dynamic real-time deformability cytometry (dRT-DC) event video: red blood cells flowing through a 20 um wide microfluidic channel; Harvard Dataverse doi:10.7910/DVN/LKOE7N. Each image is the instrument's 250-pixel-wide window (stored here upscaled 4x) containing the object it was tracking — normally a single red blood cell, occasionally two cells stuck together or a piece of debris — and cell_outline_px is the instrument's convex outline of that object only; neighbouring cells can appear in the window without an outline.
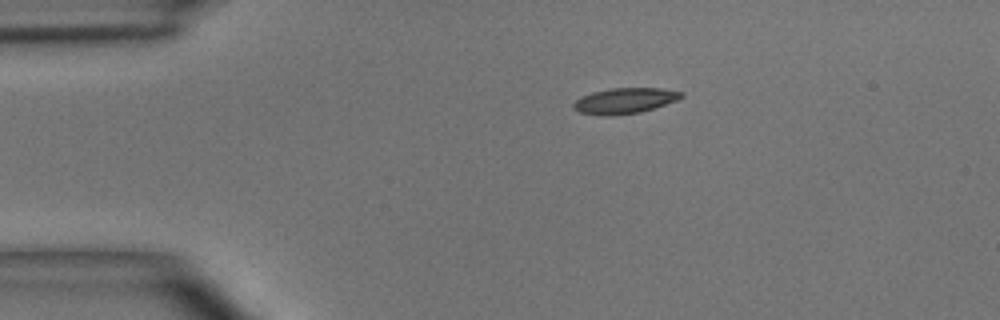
{"species": "common noctule bat (a hibernating species)", "species_latin": "Nyctalus noctula", "temperature_condition": "room temperature", "stored_images_in_passage": 42, "camera_frame_rate_fps": 3000, "um_per_image_px": 0.085, "animal": {"sex": "male", "body_mass_g": 15.6}, "frame": {"image": 1, "passage_image": 1, "time_ms": 0.0, "image_size_px": [1000, 320], "cell_outline_px": [[684, 96], [676, 100], [640, 112], [580, 112], [572, 108], [572, 104], [580, 96], [592, 92], [612, 88], [660, 88], [684, 92]], "centroid_in_image_um": [53.14, 8.49], "position_along_channel_um": 31.9, "area_um2": 15.09}}
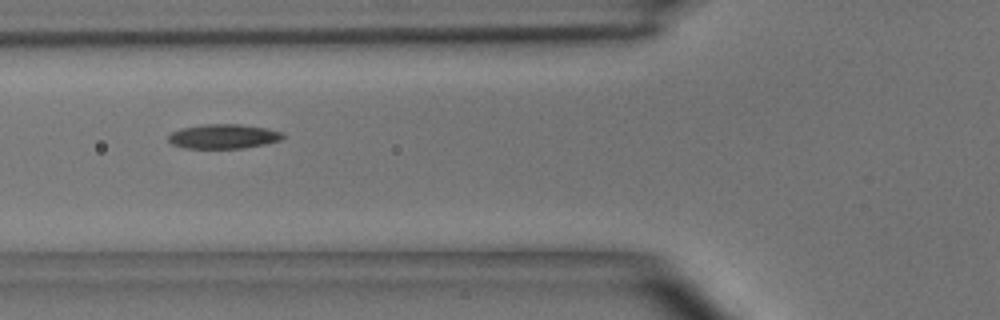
{"frame": {"image": 2, "passage_image": 10, "time_ms": 3.0, "image_size_px": [1000, 320], "cell_outline_px": [[284, 136], [280, 140], [264, 144], [244, 148], [184, 148], [172, 144], [168, 140], [168, 136], [172, 132], [180, 128], [204, 124], [240, 124], [264, 128], [284, 132]], "centroid_in_image_um": [18.97, 11.59], "position_along_channel_um": 106.8, "area_um2": 16.3}}
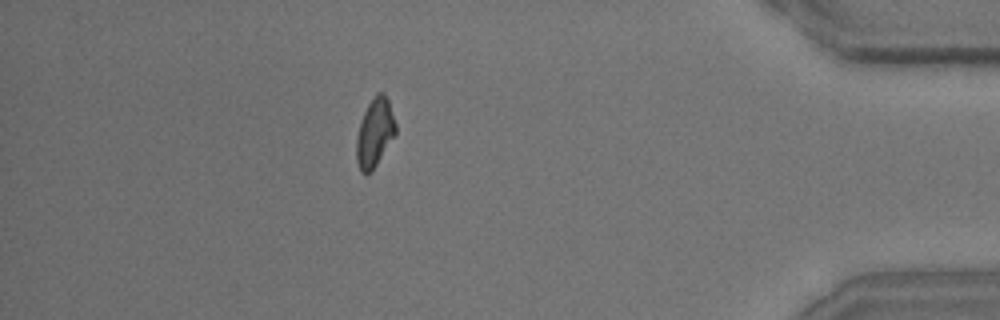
{"frame": {"image": 3, "passage_image": 36, "time_ms": 11.667, "image_size_px": [1000, 320], "cell_outline_px": [[396, 132], [372, 172], [360, 172], [356, 160], [356, 136], [364, 112], [368, 104], [376, 92], [384, 92], [388, 100], [396, 124]], "centroid_in_image_um": [31.84, 11.27], "position_along_channel_um": 403.4, "area_um2": 15.55}, "authors_computed_cell_mechanics": {"area_um2": 15.8372, "velocity_mm_per_s": 3.9303, "shape_relaxation_time_tau1_ms": 4.6324, "shape_relaxation_time_tau2_ms": 2.4671, "deformation_change_tau1": 0.1432, "deformation_change_tau2": 0.0833}}